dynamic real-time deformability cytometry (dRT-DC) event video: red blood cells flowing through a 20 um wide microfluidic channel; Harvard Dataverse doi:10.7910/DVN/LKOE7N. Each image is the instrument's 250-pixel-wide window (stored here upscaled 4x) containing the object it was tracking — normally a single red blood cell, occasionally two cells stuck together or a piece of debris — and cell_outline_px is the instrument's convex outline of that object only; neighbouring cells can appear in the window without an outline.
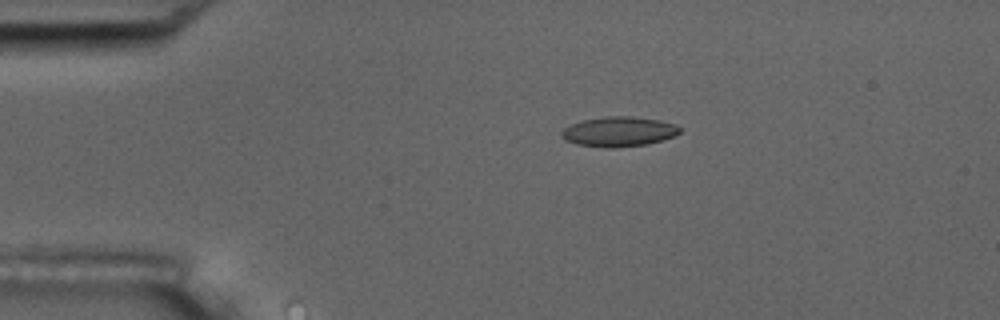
{"species": "common noctule bat (a hibernating species)", "species_latin": "Nyctalus noctula", "temperature_condition": "room temperature", "stored_images_in_passage": 7, "camera_frame_rate_fps": 3000, "um_per_image_px": 0.085, "animal": {"sex": "male", "body_mass_g": 17.5, "forearm_length_mm": 52.3}, "frame": {"image": 1, "passage_image": 3, "time_ms": 2.333, "image_size_px": [1000, 320], "cell_outline_px": [[680, 132], [672, 136], [648, 144], [616, 148], [604, 148], [576, 144], [564, 140], [560, 136], [560, 132], [564, 128], [580, 120], [604, 116], [632, 116], [660, 120], [676, 124], [680, 128]], "centroid_in_image_um": [52.55, 11.19], "position_along_channel_um": 32.5, "area_um2": 20.81}}